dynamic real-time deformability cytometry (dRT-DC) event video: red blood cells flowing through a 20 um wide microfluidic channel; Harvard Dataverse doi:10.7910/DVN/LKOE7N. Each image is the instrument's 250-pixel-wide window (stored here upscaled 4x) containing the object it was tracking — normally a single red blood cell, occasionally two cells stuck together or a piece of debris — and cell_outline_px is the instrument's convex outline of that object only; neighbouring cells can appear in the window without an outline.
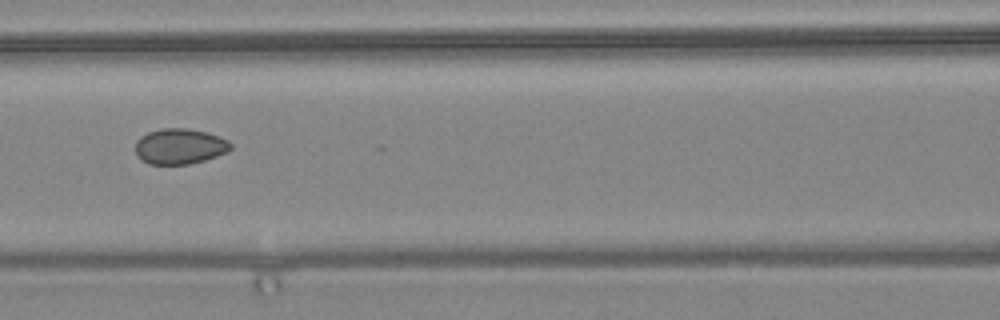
{"species": "common noctule bat (a hibernating species)", "species_latin": "Nyctalus noctula", "temperature_condition": "warm", "stored_images_in_passage": 10, "camera_frame_rate_fps": 3000, "um_per_image_px": 0.085, "animal": {"sex": "female", "body_mass_g": 24.6, "forearm_length_mm": 56.2}, "frame": {"image": 1, "passage_image": 4, "time_ms": 1.0, "image_size_px": [1000, 320], "cell_outline_px": [[232, 148], [228, 152], [204, 160], [188, 164], [148, 164], [140, 160], [136, 156], [136, 140], [140, 136], [148, 132], [160, 128], [188, 128], [208, 132], [220, 136], [228, 140], [232, 144]], "centroid_in_image_um": [15.27, 12.43], "position_along_channel_um": 151.3, "area_um2": 20.06}}
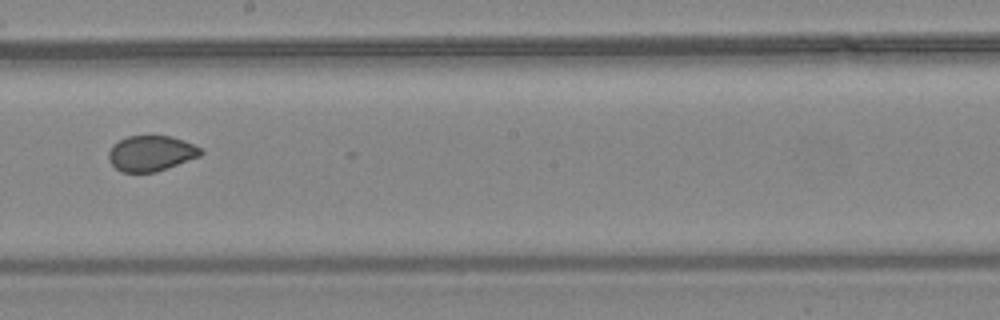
{"frame": {"image": 2, "passage_image": 6, "time_ms": 1.667, "image_size_px": [1000, 320], "cell_outline_px": [[204, 152], [200, 156], [156, 172], [120, 172], [108, 160], [108, 152], [112, 144], [128, 136], [172, 136], [184, 140], [200, 148]], "centroid_in_image_um": [12.82, 13.03], "position_along_channel_um": 235.4, "area_um2": 19.07}}
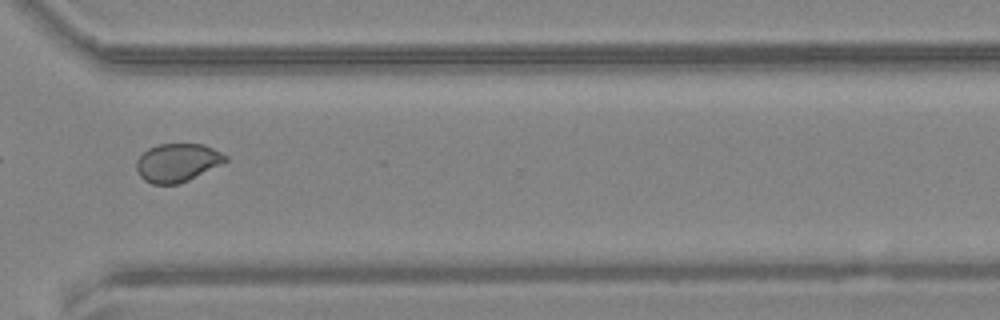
{"frame": {"image": 3, "passage_image": 9, "time_ms": 2.667, "image_size_px": [1000, 320], "cell_outline_px": [[228, 160], [188, 180], [176, 184], [152, 184], [144, 180], [140, 176], [136, 168], [136, 160], [148, 148], [160, 144], [204, 144], [228, 156]], "centroid_in_image_um": [15.05, 13.82], "position_along_channel_um": 355.5, "area_um2": 19.65}}